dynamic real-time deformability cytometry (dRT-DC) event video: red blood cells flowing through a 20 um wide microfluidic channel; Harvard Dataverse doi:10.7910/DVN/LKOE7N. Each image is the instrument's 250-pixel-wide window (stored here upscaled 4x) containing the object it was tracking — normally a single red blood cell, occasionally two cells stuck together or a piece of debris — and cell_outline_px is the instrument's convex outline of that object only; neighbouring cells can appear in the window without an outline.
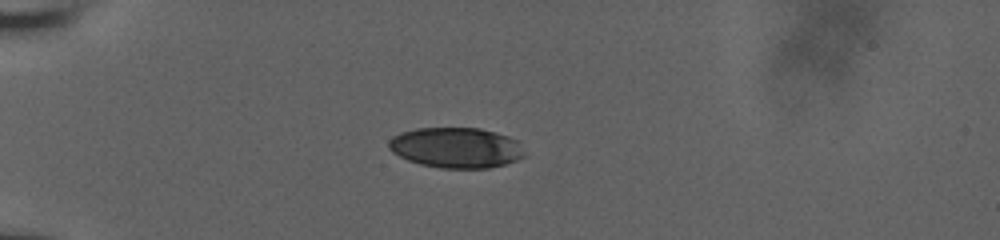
{"species": "human", "species_latin": "Homo sapiens", "temperature_condition": "room temperature", "stored_images_in_passage": 40, "camera_frame_rate_fps": 3000, "um_per_image_px": 0.085, "donor": {"sex": "male"}, "frame": {"image": 1, "passage_image": 1, "time_ms": 0.0, "image_size_px": [1000, 240], "cell_outline_px": [[524, 156], [516, 160], [504, 164], [488, 168], [440, 168], [420, 164], [408, 160], [392, 152], [388, 148], [388, 140], [392, 136], [400, 132], [416, 128], [480, 128], [496, 132], [508, 136], [516, 140], [524, 152]], "centroid_in_image_um": [38.73, 12.54], "position_along_channel_um": 46.3, "area_um2": 32.02}}
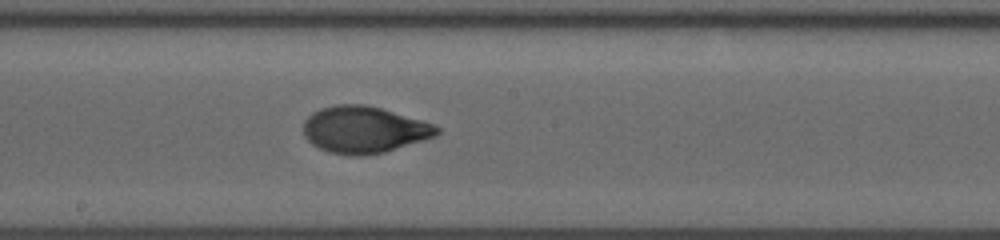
{"frame": {"image": 2, "passage_image": 17, "time_ms": 5.333, "image_size_px": [1000, 240], "cell_outline_px": [[440, 132], [436, 136], [424, 140], [384, 152], [364, 156], [352, 156], [328, 152], [312, 144], [304, 136], [304, 120], [312, 112], [320, 108], [336, 104], [364, 104], [380, 108], [424, 120], [440, 128]], "centroid_in_image_um": [30.94, 11.02], "position_along_channel_um": 217.3, "area_um2": 36.53}}
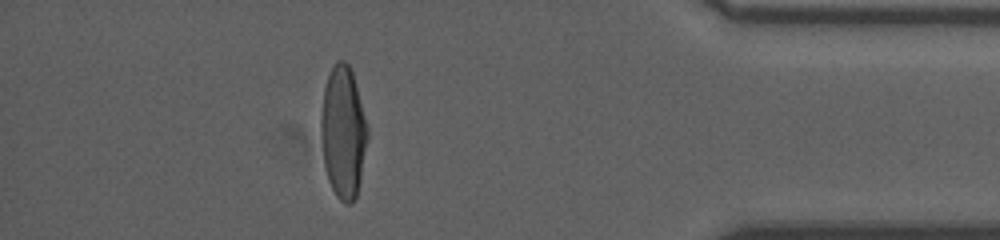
{"frame": {"image": 3, "passage_image": 34, "time_ms": 11.0, "image_size_px": [1000, 240], "cell_outline_px": [[368, 136], [356, 196], [352, 204], [344, 204], [336, 196], [328, 180], [324, 164], [320, 132], [320, 116], [324, 88], [328, 76], [336, 60], [344, 60], [348, 64], [352, 72], [368, 128]], "centroid_in_image_um": [29.15, 11.24], "position_along_channel_um": 406.1, "area_um2": 35.6}, "authors_computed_cell_mechanics": {"area_um2": 35.7204, "velocity_mm_per_s": 3.9376, "shape_relaxation_time_tau1_ms": 4.2446, "shape_relaxation_time_tau2_ms": 0.7497, "deformation_change_tau1": 0.2116, "deformation_change_tau2": 0.0501}}